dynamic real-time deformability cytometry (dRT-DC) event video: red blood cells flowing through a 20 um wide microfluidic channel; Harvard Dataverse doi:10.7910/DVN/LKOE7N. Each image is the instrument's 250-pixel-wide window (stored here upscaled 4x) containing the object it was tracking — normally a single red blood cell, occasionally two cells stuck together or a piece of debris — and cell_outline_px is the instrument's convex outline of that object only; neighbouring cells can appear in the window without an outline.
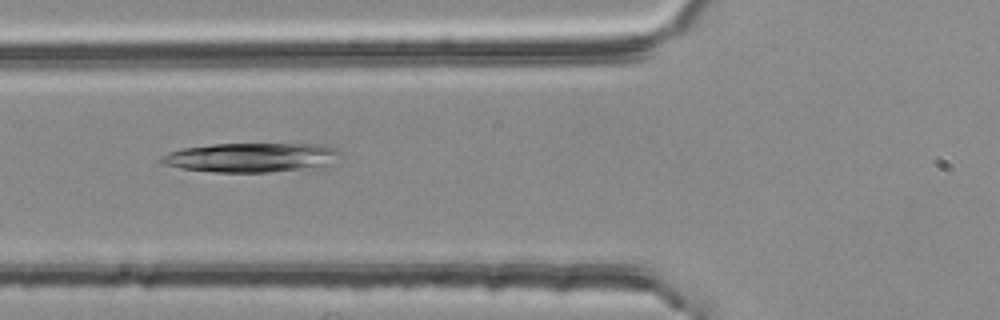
{"species": "common noctule bat (a hibernating species)", "species_latin": "Nyctalus noctula", "temperature_condition": "room temperature", "stored_images_in_passage": 47, "camera_frame_rate_fps": 3000, "um_per_image_px": 0.085, "animal": {"sex": "female", "body_mass_g": 25.1}, "frame": {"image": 1, "passage_image": 13, "time_ms": 4.0, "image_size_px": [1000, 320], "cell_outline_px": [[340, 152], [324, 164], [300, 168], [268, 172], [212, 172], [184, 168], [164, 164], [160, 160], [160, 156], [168, 152], [184, 148], [212, 144], [320, 144], [336, 148]], "centroid_in_image_um": [21.21, 13.37], "position_along_channel_um": 104.6, "area_um2": 29.65}}
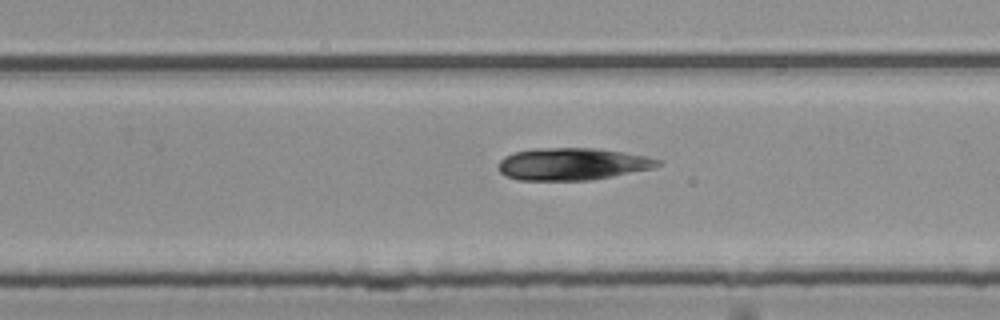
{"frame": {"image": 2, "passage_image": 27, "time_ms": 8.667, "image_size_px": [1000, 320], "cell_outline_px": [[660, 164], [656, 168], [592, 180], [516, 180], [504, 176], [500, 172], [500, 160], [504, 156], [512, 152], [536, 148], [596, 148], [624, 152], [644, 156], [660, 160]], "centroid_in_image_um": [48.64, 13.94], "position_along_channel_um": 281.2, "area_um2": 30.06}}
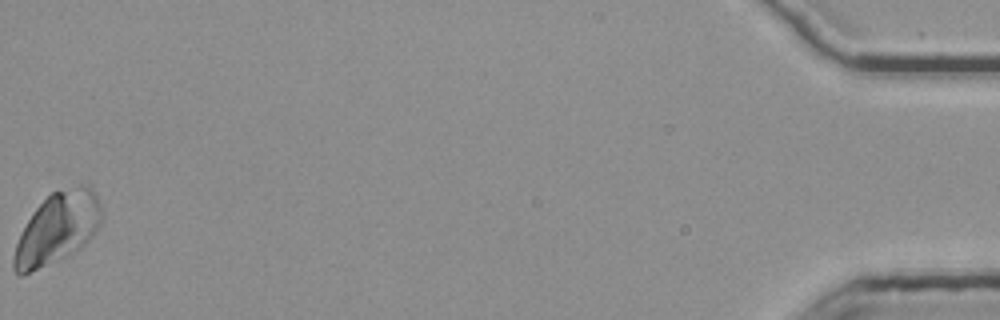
{"frame": {"image": 3, "passage_image": 47, "time_ms": 15.333, "image_size_px": [1000, 320], "cell_outline_px": [[100, 224], [92, 236], [80, 248], [24, 276], [16, 276], [12, 268], [12, 256], [16, 244], [32, 212], [52, 192], [80, 184], [84, 184], [96, 196], [100, 204]], "centroid_in_image_um": [4.82, 19.43], "position_along_channel_um": 430.4, "area_um2": 35.72}}